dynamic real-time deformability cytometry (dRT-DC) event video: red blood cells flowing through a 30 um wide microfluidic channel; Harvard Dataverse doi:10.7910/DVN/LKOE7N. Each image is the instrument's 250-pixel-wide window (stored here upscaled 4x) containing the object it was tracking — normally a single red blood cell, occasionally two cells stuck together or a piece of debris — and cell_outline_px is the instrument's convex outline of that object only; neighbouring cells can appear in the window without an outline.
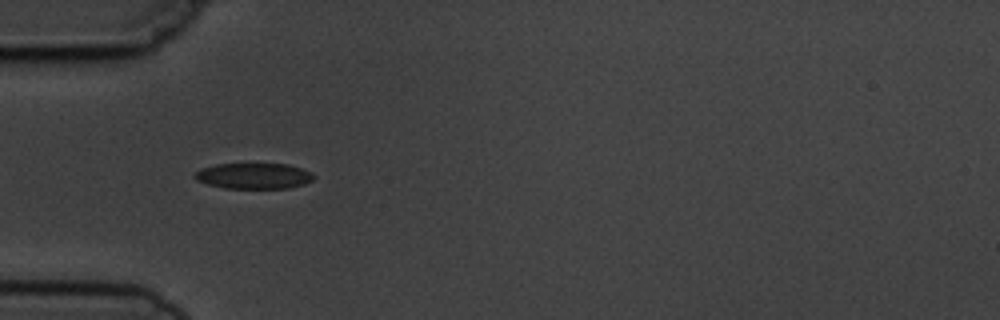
{"species": "common noctule bat (a hibernating species)", "species_latin": "Nyctalus noctula", "temperature_condition": "cold", "stored_images_in_passage": 6, "camera_frame_rate_fps": 3000, "um_per_image_px": 0.085, "animal": {"sex": "male", "body_mass_g": 19.5, "forearm_length_mm": 54.6}, "frame": {"image": 1, "passage_image": 5, "time_ms": 4.667, "image_size_px": [1000, 320], "cell_outline_px": [[316, 176], [312, 180], [304, 184], [288, 188], [224, 188], [208, 184], [196, 180], [192, 176], [200, 168], [216, 164], [288, 164], [312, 172]], "centroid_in_image_um": [21.56, 14.95], "position_along_channel_um": 63.4, "area_um2": 17.92}}
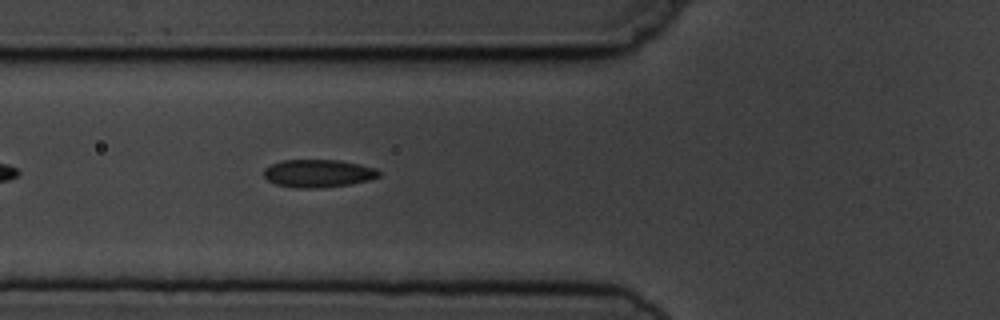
{"frame": {"image": 2, "passage_image": 6, "time_ms": 5.667, "image_size_px": [1000, 320], "cell_outline_px": [[380, 176], [368, 180], [352, 184], [316, 188], [296, 188], [276, 184], [268, 180], [264, 176], [264, 168], [280, 160], [340, 160], [360, 164], [376, 168], [380, 172]], "centroid_in_image_um": [27.05, 14.73], "position_along_channel_um": 98.7, "area_um2": 18.73}}